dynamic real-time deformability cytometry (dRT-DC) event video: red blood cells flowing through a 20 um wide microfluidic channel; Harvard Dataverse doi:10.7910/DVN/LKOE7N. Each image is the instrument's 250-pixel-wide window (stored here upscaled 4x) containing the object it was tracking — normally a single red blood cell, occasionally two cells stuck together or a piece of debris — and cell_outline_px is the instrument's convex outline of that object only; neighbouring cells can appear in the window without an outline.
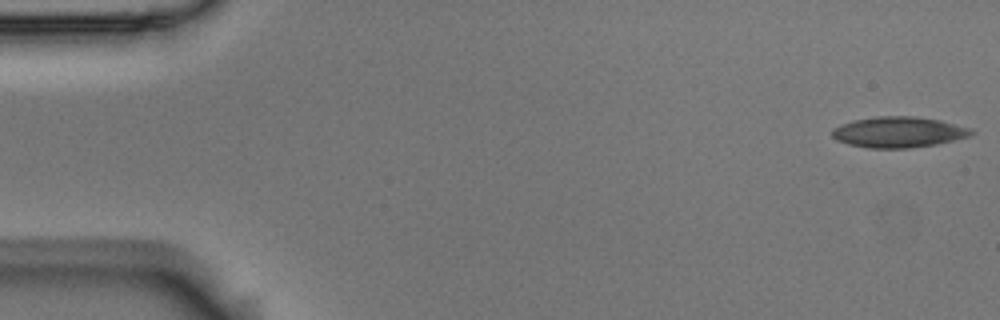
{"species": "Egyptian fruit bat (a non-hibernating species)", "species_latin": "Rousettus aegyptiacus", "temperature_condition": "room temperature", "stored_images_in_passage": 5, "camera_frame_rate_fps": 3000, "um_per_image_px": 0.085, "animal": {"sex": "male"}, "frame": {"image": 1, "passage_image": 1, "time_ms": 0.0, "image_size_px": [1000, 320], "cell_outline_px": [[976, 132], [968, 136], [936, 144], [912, 148], [868, 148], [848, 144], [836, 140], [832, 136], [832, 128], [840, 124], [852, 120], [876, 116], [916, 116], [940, 120], [972, 128]], "centroid_in_image_um": [76.35, 11.22], "position_along_channel_um": 8.6, "area_um2": 25.14}}